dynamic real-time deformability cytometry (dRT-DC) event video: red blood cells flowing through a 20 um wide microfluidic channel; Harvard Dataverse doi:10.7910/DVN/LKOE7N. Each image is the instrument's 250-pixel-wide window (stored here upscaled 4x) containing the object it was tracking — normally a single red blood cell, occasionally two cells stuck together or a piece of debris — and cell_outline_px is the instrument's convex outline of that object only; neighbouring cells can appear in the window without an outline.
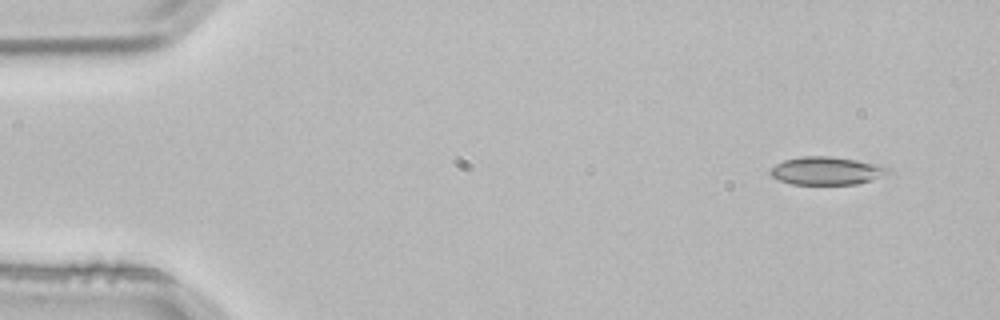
{"species": "common noctule bat (a hibernating species)", "species_latin": "Nyctalus noctula", "temperature_condition": "room temperature", "stored_images_in_passage": 4, "segment_of_instrument_passage": [1, 2], "camera_frame_rate_fps": 3000, "um_per_image_px": 0.085, "animal": {"sex": "male", "body_mass_g": 21.5, "forearm_length_mm": 52.0}, "frame": {"image": 1, "passage_image": 1, "time_ms": 0.0, "image_size_px": [1000, 320], "cell_outline_px": [[892, 172], [872, 180], [856, 184], [792, 184], [780, 180], [772, 176], [768, 172], [768, 168], [784, 160], [800, 156], [828, 156], [884, 164], [892, 168]], "centroid_in_image_um": [70.3, 14.51], "position_along_channel_um": 14.7, "area_um2": 19.54}}
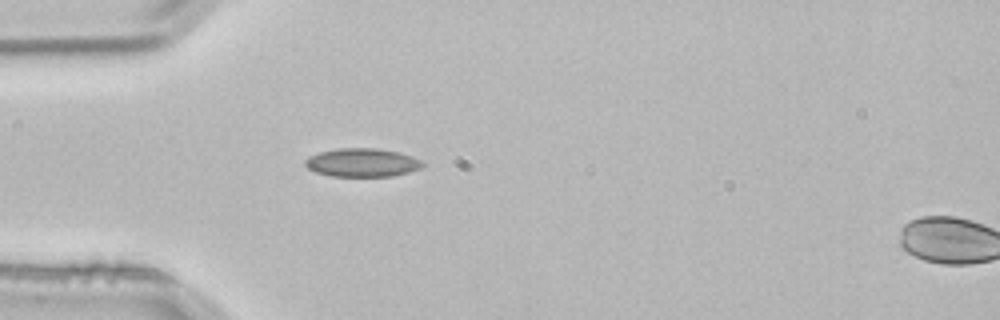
{"frame": {"image": 2, "passage_image": 3, "time_ms": 0.667, "image_size_px": [1000, 320], "cell_outline_px": [[424, 164], [420, 168], [408, 172], [392, 176], [332, 176], [316, 172], [308, 168], [304, 164], [304, 160], [308, 156], [320, 152], [340, 148], [380, 148], [400, 152], [424, 160]], "centroid_in_image_um": [30.8, 13.81], "position_along_channel_um": 54.2, "area_um2": 19.59}}